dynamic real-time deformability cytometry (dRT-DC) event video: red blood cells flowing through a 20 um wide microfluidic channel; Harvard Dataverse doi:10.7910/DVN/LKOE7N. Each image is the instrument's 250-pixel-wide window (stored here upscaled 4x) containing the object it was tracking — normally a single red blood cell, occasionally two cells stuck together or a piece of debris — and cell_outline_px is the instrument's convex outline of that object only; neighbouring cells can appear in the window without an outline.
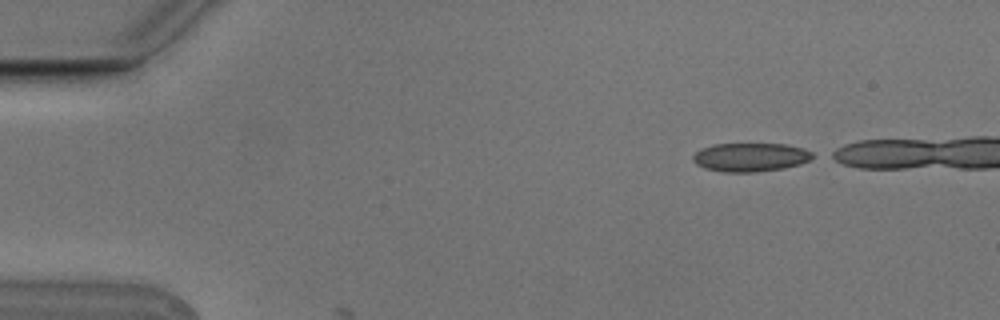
{"species": "Egyptian fruit bat (a non-hibernating species)", "species_latin": "Rousettus aegyptiacus", "temperature_condition": "cold", "stored_images_in_passage": 2, "camera_frame_rate_fps": 3000, "um_per_image_px": 0.085, "animal": {"sex": "male"}, "frame": {"image": 1, "passage_image": 1, "time_ms": 0.0, "image_size_px": [1000, 320], "cell_outline_px": [[816, 156], [800, 164], [784, 168], [756, 172], [724, 172], [704, 168], [696, 164], [692, 160], [692, 156], [700, 148], [712, 144], [784, 144], [804, 148], [812, 152]], "centroid_in_image_um": [63.77, 13.36], "position_along_channel_um": 21.2, "area_um2": 20.11}}